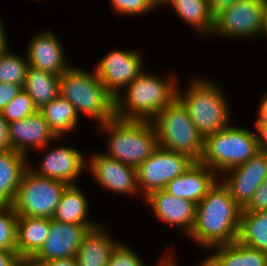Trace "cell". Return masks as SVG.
Here are the masks:
<instances>
[{
    "label": "cell",
    "instance_id": "83f0119b",
    "mask_svg": "<svg viewBox=\"0 0 267 266\" xmlns=\"http://www.w3.org/2000/svg\"><path fill=\"white\" fill-rule=\"evenodd\" d=\"M237 241L267 251V211L241 212Z\"/></svg>",
    "mask_w": 267,
    "mask_h": 266
},
{
    "label": "cell",
    "instance_id": "30bf717a",
    "mask_svg": "<svg viewBox=\"0 0 267 266\" xmlns=\"http://www.w3.org/2000/svg\"><path fill=\"white\" fill-rule=\"evenodd\" d=\"M194 162L186 154L158 146L137 168V185L141 198L165 189L168 182L184 174Z\"/></svg>",
    "mask_w": 267,
    "mask_h": 266
},
{
    "label": "cell",
    "instance_id": "ac0fdd59",
    "mask_svg": "<svg viewBox=\"0 0 267 266\" xmlns=\"http://www.w3.org/2000/svg\"><path fill=\"white\" fill-rule=\"evenodd\" d=\"M56 35L49 29L39 31L26 46L24 55L30 67L61 76L72 64L68 63L63 42Z\"/></svg>",
    "mask_w": 267,
    "mask_h": 266
},
{
    "label": "cell",
    "instance_id": "f35d334b",
    "mask_svg": "<svg viewBox=\"0 0 267 266\" xmlns=\"http://www.w3.org/2000/svg\"><path fill=\"white\" fill-rule=\"evenodd\" d=\"M10 149L9 139H8V123L3 118L0 112V151Z\"/></svg>",
    "mask_w": 267,
    "mask_h": 266
},
{
    "label": "cell",
    "instance_id": "d6986e66",
    "mask_svg": "<svg viewBox=\"0 0 267 266\" xmlns=\"http://www.w3.org/2000/svg\"><path fill=\"white\" fill-rule=\"evenodd\" d=\"M218 180L215 171L195 161L184 174L168 182L164 190L175 197L198 204Z\"/></svg>",
    "mask_w": 267,
    "mask_h": 266
},
{
    "label": "cell",
    "instance_id": "836d02e7",
    "mask_svg": "<svg viewBox=\"0 0 267 266\" xmlns=\"http://www.w3.org/2000/svg\"><path fill=\"white\" fill-rule=\"evenodd\" d=\"M267 211V177L241 212Z\"/></svg>",
    "mask_w": 267,
    "mask_h": 266
},
{
    "label": "cell",
    "instance_id": "4dcf8cb0",
    "mask_svg": "<svg viewBox=\"0 0 267 266\" xmlns=\"http://www.w3.org/2000/svg\"><path fill=\"white\" fill-rule=\"evenodd\" d=\"M38 112L32 98L22 89L1 112L7 123L22 120Z\"/></svg>",
    "mask_w": 267,
    "mask_h": 266
},
{
    "label": "cell",
    "instance_id": "52a82bcc",
    "mask_svg": "<svg viewBox=\"0 0 267 266\" xmlns=\"http://www.w3.org/2000/svg\"><path fill=\"white\" fill-rule=\"evenodd\" d=\"M154 127L158 146L190 156L200 161L204 152V139L190 119L186 107L176 97L150 121Z\"/></svg>",
    "mask_w": 267,
    "mask_h": 266
},
{
    "label": "cell",
    "instance_id": "f1b7e54d",
    "mask_svg": "<svg viewBox=\"0 0 267 266\" xmlns=\"http://www.w3.org/2000/svg\"><path fill=\"white\" fill-rule=\"evenodd\" d=\"M25 57V58H24ZM29 64L26 55L16 54L9 48L0 52V83L24 85Z\"/></svg>",
    "mask_w": 267,
    "mask_h": 266
},
{
    "label": "cell",
    "instance_id": "60d3db41",
    "mask_svg": "<svg viewBox=\"0 0 267 266\" xmlns=\"http://www.w3.org/2000/svg\"><path fill=\"white\" fill-rule=\"evenodd\" d=\"M41 266H78L76 258L71 257L67 259H57L52 261H47L41 264Z\"/></svg>",
    "mask_w": 267,
    "mask_h": 266
},
{
    "label": "cell",
    "instance_id": "b9f144b4",
    "mask_svg": "<svg viewBox=\"0 0 267 266\" xmlns=\"http://www.w3.org/2000/svg\"><path fill=\"white\" fill-rule=\"evenodd\" d=\"M1 16V15H0ZM4 21L2 20V18L0 17V52L1 51H5L7 50L10 46H9V40L7 39V33H6V28L5 25L3 23Z\"/></svg>",
    "mask_w": 267,
    "mask_h": 266
},
{
    "label": "cell",
    "instance_id": "e0dca14e",
    "mask_svg": "<svg viewBox=\"0 0 267 266\" xmlns=\"http://www.w3.org/2000/svg\"><path fill=\"white\" fill-rule=\"evenodd\" d=\"M96 226L98 225L66 224L51 219L48 238L31 260L42 264L47 261L75 257L83 236Z\"/></svg>",
    "mask_w": 267,
    "mask_h": 266
},
{
    "label": "cell",
    "instance_id": "7402d4cb",
    "mask_svg": "<svg viewBox=\"0 0 267 266\" xmlns=\"http://www.w3.org/2000/svg\"><path fill=\"white\" fill-rule=\"evenodd\" d=\"M50 218L17 217V252L21 259H32L48 238Z\"/></svg>",
    "mask_w": 267,
    "mask_h": 266
},
{
    "label": "cell",
    "instance_id": "ab89813d",
    "mask_svg": "<svg viewBox=\"0 0 267 266\" xmlns=\"http://www.w3.org/2000/svg\"><path fill=\"white\" fill-rule=\"evenodd\" d=\"M259 104L257 113H255L257 115L255 124H267V92L264 93Z\"/></svg>",
    "mask_w": 267,
    "mask_h": 266
},
{
    "label": "cell",
    "instance_id": "ba28073f",
    "mask_svg": "<svg viewBox=\"0 0 267 266\" xmlns=\"http://www.w3.org/2000/svg\"><path fill=\"white\" fill-rule=\"evenodd\" d=\"M68 184L24 172L12 203L18 217L50 218L55 214L57 205Z\"/></svg>",
    "mask_w": 267,
    "mask_h": 266
},
{
    "label": "cell",
    "instance_id": "6da1fadb",
    "mask_svg": "<svg viewBox=\"0 0 267 266\" xmlns=\"http://www.w3.org/2000/svg\"><path fill=\"white\" fill-rule=\"evenodd\" d=\"M241 211L228 189L218 180L197 204L195 225L188 239L206 251L235 242Z\"/></svg>",
    "mask_w": 267,
    "mask_h": 266
},
{
    "label": "cell",
    "instance_id": "8fae6325",
    "mask_svg": "<svg viewBox=\"0 0 267 266\" xmlns=\"http://www.w3.org/2000/svg\"><path fill=\"white\" fill-rule=\"evenodd\" d=\"M143 60L142 53L134 48L112 50L101 57L94 71L115 98L144 70Z\"/></svg>",
    "mask_w": 267,
    "mask_h": 266
},
{
    "label": "cell",
    "instance_id": "4316f807",
    "mask_svg": "<svg viewBox=\"0 0 267 266\" xmlns=\"http://www.w3.org/2000/svg\"><path fill=\"white\" fill-rule=\"evenodd\" d=\"M23 89L39 111L59 95L60 76L29 66Z\"/></svg>",
    "mask_w": 267,
    "mask_h": 266
},
{
    "label": "cell",
    "instance_id": "7c38bea8",
    "mask_svg": "<svg viewBox=\"0 0 267 266\" xmlns=\"http://www.w3.org/2000/svg\"><path fill=\"white\" fill-rule=\"evenodd\" d=\"M88 173L98 185L116 194L139 195L137 168L107 157L102 152L87 158Z\"/></svg>",
    "mask_w": 267,
    "mask_h": 266
},
{
    "label": "cell",
    "instance_id": "d590c367",
    "mask_svg": "<svg viewBox=\"0 0 267 266\" xmlns=\"http://www.w3.org/2000/svg\"><path fill=\"white\" fill-rule=\"evenodd\" d=\"M20 261L17 250H0V266H16Z\"/></svg>",
    "mask_w": 267,
    "mask_h": 266
},
{
    "label": "cell",
    "instance_id": "9c48e42d",
    "mask_svg": "<svg viewBox=\"0 0 267 266\" xmlns=\"http://www.w3.org/2000/svg\"><path fill=\"white\" fill-rule=\"evenodd\" d=\"M266 0H240L214 17L211 37L252 40L261 36Z\"/></svg>",
    "mask_w": 267,
    "mask_h": 266
},
{
    "label": "cell",
    "instance_id": "f6af8a7d",
    "mask_svg": "<svg viewBox=\"0 0 267 266\" xmlns=\"http://www.w3.org/2000/svg\"><path fill=\"white\" fill-rule=\"evenodd\" d=\"M174 253L170 254V257L161 266H178V261L175 259Z\"/></svg>",
    "mask_w": 267,
    "mask_h": 266
},
{
    "label": "cell",
    "instance_id": "7a4b0ae2",
    "mask_svg": "<svg viewBox=\"0 0 267 266\" xmlns=\"http://www.w3.org/2000/svg\"><path fill=\"white\" fill-rule=\"evenodd\" d=\"M173 74L159 77L144 69L115 97V117L151 121L177 97L179 80Z\"/></svg>",
    "mask_w": 267,
    "mask_h": 266
},
{
    "label": "cell",
    "instance_id": "484cf974",
    "mask_svg": "<svg viewBox=\"0 0 267 266\" xmlns=\"http://www.w3.org/2000/svg\"><path fill=\"white\" fill-rule=\"evenodd\" d=\"M39 112L58 138H65L66 134L69 135L80 126L78 125L80 117L77 115L74 106L61 94L40 109Z\"/></svg>",
    "mask_w": 267,
    "mask_h": 266
},
{
    "label": "cell",
    "instance_id": "8d00e7d4",
    "mask_svg": "<svg viewBox=\"0 0 267 266\" xmlns=\"http://www.w3.org/2000/svg\"><path fill=\"white\" fill-rule=\"evenodd\" d=\"M259 151L267 152V124H255Z\"/></svg>",
    "mask_w": 267,
    "mask_h": 266
},
{
    "label": "cell",
    "instance_id": "603a6c76",
    "mask_svg": "<svg viewBox=\"0 0 267 266\" xmlns=\"http://www.w3.org/2000/svg\"><path fill=\"white\" fill-rule=\"evenodd\" d=\"M78 185L71 184L65 188L52 219L66 224L99 225L89 217L88 197Z\"/></svg>",
    "mask_w": 267,
    "mask_h": 266
},
{
    "label": "cell",
    "instance_id": "74e56055",
    "mask_svg": "<svg viewBox=\"0 0 267 266\" xmlns=\"http://www.w3.org/2000/svg\"><path fill=\"white\" fill-rule=\"evenodd\" d=\"M210 11L212 15L215 17L218 13L223 11L224 9L230 7L235 2L240 0H207Z\"/></svg>",
    "mask_w": 267,
    "mask_h": 266
},
{
    "label": "cell",
    "instance_id": "9a60e30c",
    "mask_svg": "<svg viewBox=\"0 0 267 266\" xmlns=\"http://www.w3.org/2000/svg\"><path fill=\"white\" fill-rule=\"evenodd\" d=\"M152 211L153 217L165 225L182 229L186 236L193 230L196 220V207L194 202L175 197L164 189L154 191L143 199Z\"/></svg>",
    "mask_w": 267,
    "mask_h": 266
},
{
    "label": "cell",
    "instance_id": "2e32d148",
    "mask_svg": "<svg viewBox=\"0 0 267 266\" xmlns=\"http://www.w3.org/2000/svg\"><path fill=\"white\" fill-rule=\"evenodd\" d=\"M8 139L10 148L24 154L29 159L32 150L45 151L53 141H61L49 127L43 115L38 111L34 115L19 121L8 123ZM29 151V152H28Z\"/></svg>",
    "mask_w": 267,
    "mask_h": 266
},
{
    "label": "cell",
    "instance_id": "ee69618b",
    "mask_svg": "<svg viewBox=\"0 0 267 266\" xmlns=\"http://www.w3.org/2000/svg\"><path fill=\"white\" fill-rule=\"evenodd\" d=\"M169 0H147V2L150 4V6L155 10L158 7L167 5Z\"/></svg>",
    "mask_w": 267,
    "mask_h": 266
},
{
    "label": "cell",
    "instance_id": "d4e9b609",
    "mask_svg": "<svg viewBox=\"0 0 267 266\" xmlns=\"http://www.w3.org/2000/svg\"><path fill=\"white\" fill-rule=\"evenodd\" d=\"M172 6L177 16L192 27L199 37H211L214 28L212 15L207 0H169L167 6ZM195 29V30H194Z\"/></svg>",
    "mask_w": 267,
    "mask_h": 266
},
{
    "label": "cell",
    "instance_id": "cb8c5ba5",
    "mask_svg": "<svg viewBox=\"0 0 267 266\" xmlns=\"http://www.w3.org/2000/svg\"><path fill=\"white\" fill-rule=\"evenodd\" d=\"M27 167L28 157L24 154L11 148L0 151V205H12Z\"/></svg>",
    "mask_w": 267,
    "mask_h": 266
},
{
    "label": "cell",
    "instance_id": "5bb4252c",
    "mask_svg": "<svg viewBox=\"0 0 267 266\" xmlns=\"http://www.w3.org/2000/svg\"><path fill=\"white\" fill-rule=\"evenodd\" d=\"M267 177V152L258 151L249 161L219 176L230 196L243 209Z\"/></svg>",
    "mask_w": 267,
    "mask_h": 266
},
{
    "label": "cell",
    "instance_id": "3957f363",
    "mask_svg": "<svg viewBox=\"0 0 267 266\" xmlns=\"http://www.w3.org/2000/svg\"><path fill=\"white\" fill-rule=\"evenodd\" d=\"M192 78L183 90L178 84L177 98L186 107L198 133L205 139L232 123L231 104L226 91L214 79L196 75Z\"/></svg>",
    "mask_w": 267,
    "mask_h": 266
},
{
    "label": "cell",
    "instance_id": "e575fe53",
    "mask_svg": "<svg viewBox=\"0 0 267 266\" xmlns=\"http://www.w3.org/2000/svg\"><path fill=\"white\" fill-rule=\"evenodd\" d=\"M23 89L22 85L11 83H0V112L9 104L12 99Z\"/></svg>",
    "mask_w": 267,
    "mask_h": 266
},
{
    "label": "cell",
    "instance_id": "5b68a950",
    "mask_svg": "<svg viewBox=\"0 0 267 266\" xmlns=\"http://www.w3.org/2000/svg\"><path fill=\"white\" fill-rule=\"evenodd\" d=\"M98 129L107 136V150L103 154L135 168L158 147L156 133L150 121L114 117L99 124Z\"/></svg>",
    "mask_w": 267,
    "mask_h": 266
},
{
    "label": "cell",
    "instance_id": "1f68e13d",
    "mask_svg": "<svg viewBox=\"0 0 267 266\" xmlns=\"http://www.w3.org/2000/svg\"><path fill=\"white\" fill-rule=\"evenodd\" d=\"M138 254L132 247L120 241L113 249L106 266H146V263ZM169 257L170 254L165 252L158 259L156 266H161Z\"/></svg>",
    "mask_w": 267,
    "mask_h": 266
},
{
    "label": "cell",
    "instance_id": "d6a6232c",
    "mask_svg": "<svg viewBox=\"0 0 267 266\" xmlns=\"http://www.w3.org/2000/svg\"><path fill=\"white\" fill-rule=\"evenodd\" d=\"M112 10L120 16H138L153 12L154 9L150 6L147 0H110Z\"/></svg>",
    "mask_w": 267,
    "mask_h": 266
},
{
    "label": "cell",
    "instance_id": "277c9868",
    "mask_svg": "<svg viewBox=\"0 0 267 266\" xmlns=\"http://www.w3.org/2000/svg\"><path fill=\"white\" fill-rule=\"evenodd\" d=\"M92 70L71 65L60 76L59 94L74 106L79 117L86 116L99 125L115 117V98Z\"/></svg>",
    "mask_w": 267,
    "mask_h": 266
},
{
    "label": "cell",
    "instance_id": "44dd1931",
    "mask_svg": "<svg viewBox=\"0 0 267 266\" xmlns=\"http://www.w3.org/2000/svg\"><path fill=\"white\" fill-rule=\"evenodd\" d=\"M199 266H267V251L250 248L237 240L212 247Z\"/></svg>",
    "mask_w": 267,
    "mask_h": 266
},
{
    "label": "cell",
    "instance_id": "ffe728a7",
    "mask_svg": "<svg viewBox=\"0 0 267 266\" xmlns=\"http://www.w3.org/2000/svg\"><path fill=\"white\" fill-rule=\"evenodd\" d=\"M99 223L83 236L75 256L78 266H106L113 249L120 242L110 236L103 222Z\"/></svg>",
    "mask_w": 267,
    "mask_h": 266
},
{
    "label": "cell",
    "instance_id": "f546056e",
    "mask_svg": "<svg viewBox=\"0 0 267 266\" xmlns=\"http://www.w3.org/2000/svg\"><path fill=\"white\" fill-rule=\"evenodd\" d=\"M17 217L12 205H0V250H17Z\"/></svg>",
    "mask_w": 267,
    "mask_h": 266
},
{
    "label": "cell",
    "instance_id": "bcb514c9",
    "mask_svg": "<svg viewBox=\"0 0 267 266\" xmlns=\"http://www.w3.org/2000/svg\"><path fill=\"white\" fill-rule=\"evenodd\" d=\"M16 266H41V264L34 263L31 259H21Z\"/></svg>",
    "mask_w": 267,
    "mask_h": 266
},
{
    "label": "cell",
    "instance_id": "7bdbcfd3",
    "mask_svg": "<svg viewBox=\"0 0 267 266\" xmlns=\"http://www.w3.org/2000/svg\"><path fill=\"white\" fill-rule=\"evenodd\" d=\"M261 36L267 40V0L264 5V19H263V29Z\"/></svg>",
    "mask_w": 267,
    "mask_h": 266
},
{
    "label": "cell",
    "instance_id": "8992f818",
    "mask_svg": "<svg viewBox=\"0 0 267 266\" xmlns=\"http://www.w3.org/2000/svg\"><path fill=\"white\" fill-rule=\"evenodd\" d=\"M259 151L255 131L231 123L204 139V152L200 162L222 173L249 161Z\"/></svg>",
    "mask_w": 267,
    "mask_h": 266
},
{
    "label": "cell",
    "instance_id": "4fadbf2b",
    "mask_svg": "<svg viewBox=\"0 0 267 266\" xmlns=\"http://www.w3.org/2000/svg\"><path fill=\"white\" fill-rule=\"evenodd\" d=\"M79 149L59 145L47 151L37 166L33 167L28 159V170L33 174L62 181L68 185L76 184L87 169V158ZM85 168V169H84Z\"/></svg>",
    "mask_w": 267,
    "mask_h": 266
}]
</instances>
